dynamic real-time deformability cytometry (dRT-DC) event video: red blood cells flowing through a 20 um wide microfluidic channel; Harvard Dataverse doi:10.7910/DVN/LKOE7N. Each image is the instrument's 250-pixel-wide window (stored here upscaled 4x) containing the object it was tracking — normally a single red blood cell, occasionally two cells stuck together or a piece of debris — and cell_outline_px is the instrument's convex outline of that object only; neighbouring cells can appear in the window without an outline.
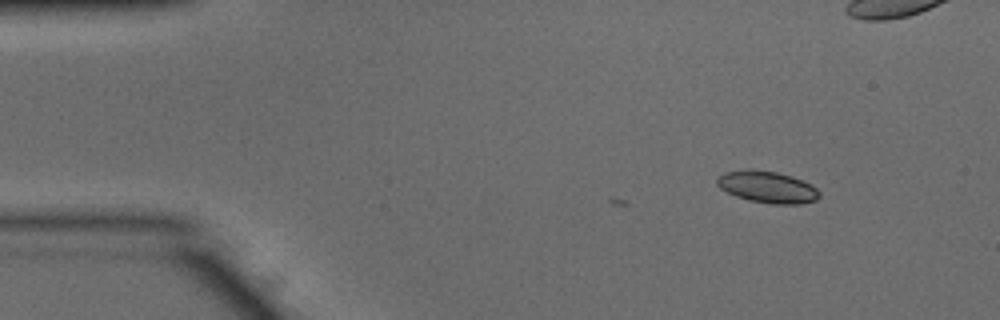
{"species": "common noctule bat (a hibernating species)", "species_latin": "Nyctalus noctula", "temperature_condition": "warm", "stored_images_in_passage": 4, "camera_frame_rate_fps": 3000, "um_per_image_px": 0.085, "animal": {"sex": "male", "body_mass_g": 15.6}, "frame": {"image": 1, "passage_image": 1, "time_ms": 0.0, "image_size_px": [1000, 320], "cell_outline_px": [[820, 196], [816, 200], [800, 204], [772, 204], [748, 200], [736, 196], [720, 188], [716, 184], [716, 180], [720, 176], [728, 172], [744, 168], [748, 168], [776, 172], [792, 176], [812, 184], [820, 192]], "centroid_in_image_um": [65.25, 15.89], "position_along_channel_um": 19.8, "area_um2": 19.02}}